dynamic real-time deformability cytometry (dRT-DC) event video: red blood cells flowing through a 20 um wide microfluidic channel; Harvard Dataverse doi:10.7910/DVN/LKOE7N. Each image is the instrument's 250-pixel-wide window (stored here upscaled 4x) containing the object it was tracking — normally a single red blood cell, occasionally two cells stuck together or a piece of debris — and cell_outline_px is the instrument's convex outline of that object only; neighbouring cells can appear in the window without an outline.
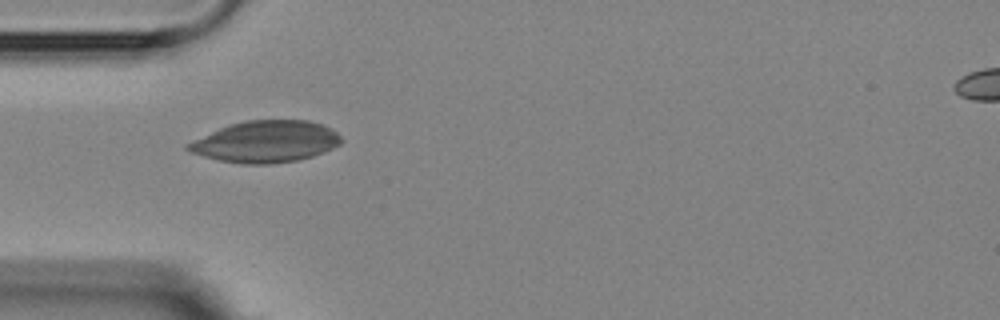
{"species": "Egyptian fruit bat (a non-hibernating species)", "species_latin": "Rousettus aegyptiacus", "temperature_condition": "room temperature", "stored_images_in_passage": 2, "camera_frame_rate_fps": 3000, "um_per_image_px": 0.085, "animal": {"sex": "female"}, "frame": {"image": 1, "passage_image": 1, "time_ms": 0.0, "image_size_px": [1000, 320], "cell_outline_px": [[344, 140], [340, 144], [332, 148], [312, 156], [296, 160], [268, 164], [244, 164], [220, 160], [204, 156], [192, 152], [184, 148], [184, 144], [228, 124], [244, 120], [308, 120], [324, 124], [332, 128]], "centroid_in_image_um": [22.59, 12.02], "position_along_channel_um": 62.4, "area_um2": 37.17}}
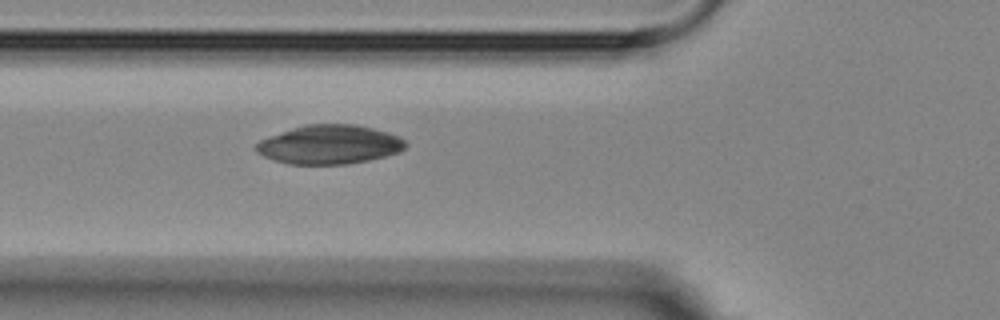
{"frame": {"image": 2, "passage_image": 2, "time_ms": 1.0, "image_size_px": [1000, 320], "cell_outline_px": [[408, 144], [400, 152], [368, 160], [348, 164], [288, 164], [264, 156], [256, 152], [256, 144], [260, 140], [292, 128], [304, 124], [356, 124], [388, 132], [400, 136]], "centroid_in_image_um": [28.03, 12.28], "position_along_channel_um": 97.8, "area_um2": 33.87}}